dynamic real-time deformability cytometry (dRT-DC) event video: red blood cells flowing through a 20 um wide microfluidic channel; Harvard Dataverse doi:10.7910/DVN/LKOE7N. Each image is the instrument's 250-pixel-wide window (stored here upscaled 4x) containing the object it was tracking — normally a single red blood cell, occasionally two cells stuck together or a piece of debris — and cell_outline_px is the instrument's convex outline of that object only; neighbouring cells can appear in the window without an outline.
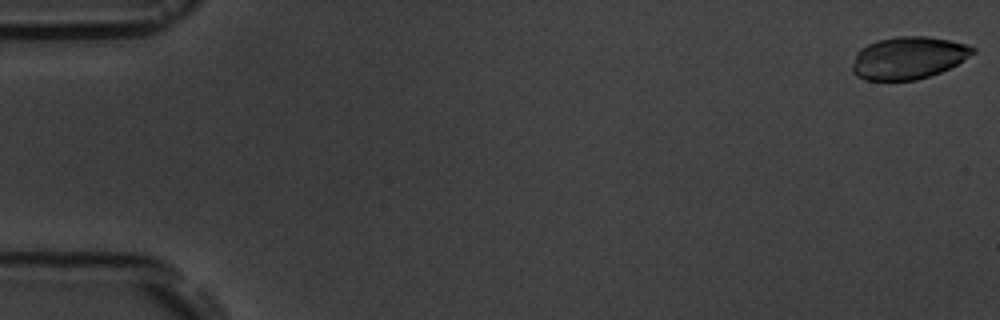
{"species": "common noctule bat (a hibernating species)", "species_latin": "Nyctalus noctula", "temperature_condition": "room temperature", "stored_images_in_passage": 13, "camera_frame_rate_fps": 3000, "um_per_image_px": 0.085, "animal": {"sex": "male", "body_mass_g": 19.5, "forearm_length_mm": 54.6}, "frame": {"image": 1, "passage_image": 1, "time_ms": 0.0, "image_size_px": [1000, 320], "cell_outline_px": [[976, 52], [956, 64], [940, 72], [916, 80], [864, 80], [856, 76], [852, 72], [852, 64], [856, 52], [860, 48], [868, 44], [880, 40], [896, 36], [928, 36], [948, 40], [964, 44], [976, 48]], "centroid_in_image_um": [77.17, 4.92], "position_along_channel_um": 7.8, "area_um2": 29.65}}
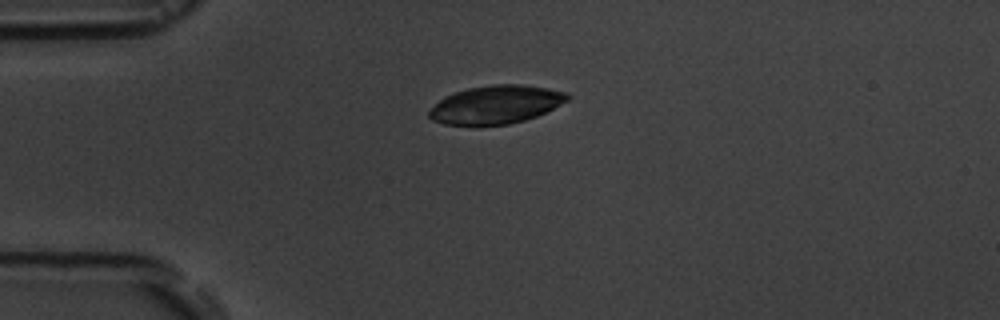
{"frame": {"image": 2, "passage_image": 4, "time_ms": 4.333, "image_size_px": [1000, 320], "cell_outline_px": [[572, 96], [568, 100], [536, 116], [524, 120], [508, 124], [444, 124], [432, 120], [428, 116], [428, 112], [444, 96], [468, 88], [492, 84], [524, 84], [548, 88], [568, 92]], "centroid_in_image_um": [42.18, 8.87], "position_along_channel_um": 42.8, "area_um2": 30.52}}
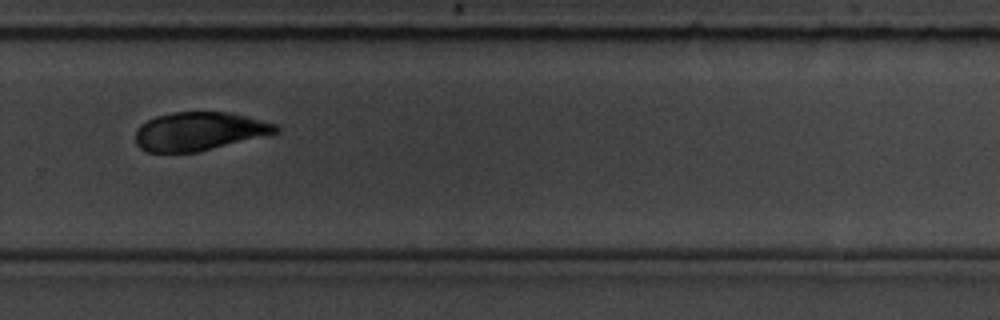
{"frame": {"image": 3, "passage_image": 11, "time_ms": 12.333, "image_size_px": [1000, 320], "cell_outline_px": [[280, 132], [196, 152], [148, 152], [140, 148], [136, 144], [136, 128], [140, 124], [156, 116], [172, 112], [228, 112], [276, 124], [280, 128]], "centroid_in_image_um": [16.9, 11.16], "position_along_channel_um": 312.9, "area_um2": 31.21}}